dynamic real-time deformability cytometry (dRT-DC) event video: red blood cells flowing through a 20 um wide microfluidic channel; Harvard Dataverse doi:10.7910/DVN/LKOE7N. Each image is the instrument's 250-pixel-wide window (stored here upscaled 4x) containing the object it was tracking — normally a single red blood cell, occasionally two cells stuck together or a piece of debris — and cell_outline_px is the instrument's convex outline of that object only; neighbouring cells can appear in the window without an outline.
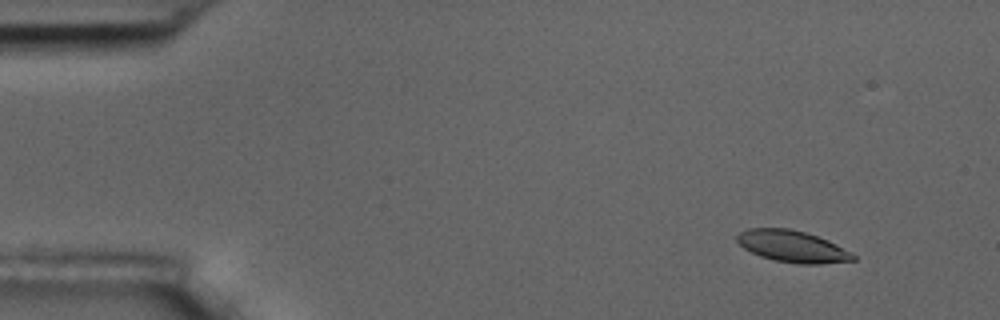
{"species": "common noctule bat (a hibernating species)", "species_latin": "Nyctalus noctula", "temperature_condition": "room temperature", "stored_images_in_passage": 6, "camera_frame_rate_fps": 3000, "um_per_image_px": 0.085, "animal": {"sex": "male", "body_mass_g": 17.5, "forearm_length_mm": 52.3}, "frame": {"image": 1, "passage_image": 2, "time_ms": 1.333, "image_size_px": [1000, 320], "cell_outline_px": [[856, 260], [820, 264], [796, 264], [776, 260], [760, 256], [744, 248], [736, 240], [736, 236], [740, 232], [748, 228], [788, 228], [804, 232], [828, 240], [852, 252], [856, 256]], "centroid_in_image_um": [67.37, 20.95], "position_along_channel_um": 17.6, "area_um2": 21.39}}